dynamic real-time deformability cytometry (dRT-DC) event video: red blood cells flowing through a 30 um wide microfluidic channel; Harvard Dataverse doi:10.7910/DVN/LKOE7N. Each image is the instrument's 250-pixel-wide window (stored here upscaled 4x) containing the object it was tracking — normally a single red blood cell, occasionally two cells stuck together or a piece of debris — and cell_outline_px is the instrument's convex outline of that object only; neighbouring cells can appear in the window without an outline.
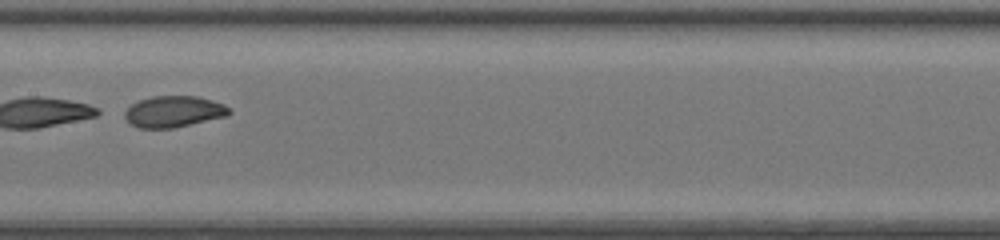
{"species": "common noctule bat (a hibernating species)", "species_latin": "Nyctalus noctula", "temperature_condition": "room temperature", "stored_images_in_passage": 47, "segment_of_instrument_passage": [2, 2], "camera_frame_rate_fps": 3000, "um_per_image_px": 0.085, "animal": {"sex": "female", "body_mass_g": 20.0, "forearm_length_mm": 54.0}, "frame": {"image": 1, "passage_image": 26, "time_ms": 8.333, "image_size_px": [1000, 240], "cell_outline_px": [[232, 112], [228, 116], [172, 128], [140, 128], [132, 124], [124, 116], [124, 112], [132, 104], [140, 100], [152, 96], [196, 96], [212, 100], [224, 104]], "centroid_in_image_um": [14.79, 9.48], "position_along_channel_um": 192.6, "area_um2": 18.9}}
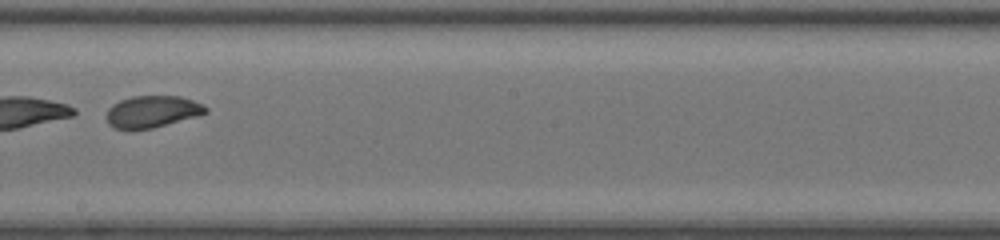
{"frame": {"image": 2, "passage_image": 29, "time_ms": 9.333, "image_size_px": [1000, 240], "cell_outline_px": [[208, 112], [200, 116], [152, 128], [116, 128], [108, 124], [108, 108], [112, 104], [120, 100], [132, 96], [180, 96], [204, 104], [208, 108]], "centroid_in_image_um": [13.0, 9.47], "position_along_channel_um": 235.2, "area_um2": 18.32}}